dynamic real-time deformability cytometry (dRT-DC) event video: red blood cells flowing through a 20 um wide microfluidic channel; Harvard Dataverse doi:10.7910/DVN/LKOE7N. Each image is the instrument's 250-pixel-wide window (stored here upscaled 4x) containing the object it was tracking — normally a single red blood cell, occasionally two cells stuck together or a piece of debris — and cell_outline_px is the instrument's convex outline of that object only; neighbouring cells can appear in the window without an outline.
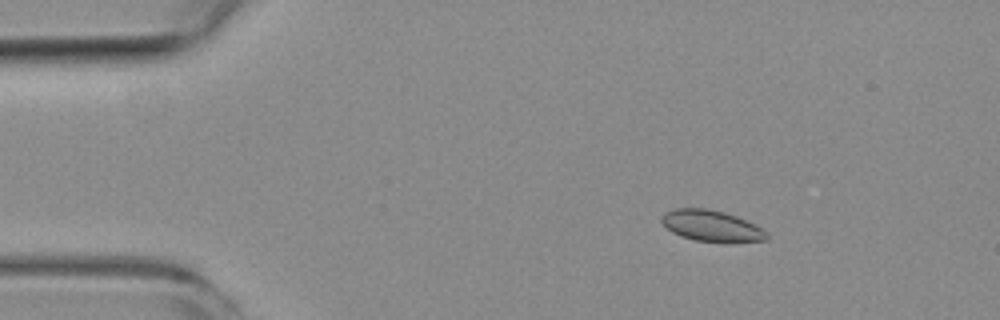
{"species": "common noctule bat (a hibernating species)", "species_latin": "Nyctalus noctula", "temperature_condition": "room temperature", "stored_images_in_passage": 4, "camera_frame_rate_fps": 3000, "um_per_image_px": 0.085, "animal": {"sex": "female", "body_mass_g": 19.3, "forearm_length_mm": 54.1}, "frame": {"image": 1, "passage_image": 2, "time_ms": 1.0, "image_size_px": [1000, 320], "cell_outline_px": [[768, 240], [732, 244], [696, 240], [680, 236], [672, 232], [660, 220], [660, 216], [676, 208], [704, 208], [724, 212], [736, 216], [756, 224], [768, 232]], "centroid_in_image_um": [60.56, 19.23], "position_along_channel_um": 24.4, "area_um2": 19.48}}